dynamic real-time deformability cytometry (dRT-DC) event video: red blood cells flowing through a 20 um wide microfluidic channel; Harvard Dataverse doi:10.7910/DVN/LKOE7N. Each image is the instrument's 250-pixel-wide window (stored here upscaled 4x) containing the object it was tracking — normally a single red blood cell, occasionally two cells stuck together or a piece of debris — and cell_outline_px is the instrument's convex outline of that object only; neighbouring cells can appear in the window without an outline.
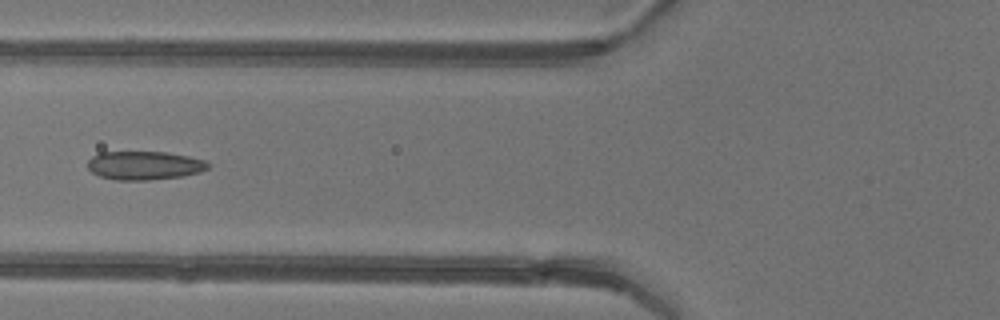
{"species": "common noctule bat (a hibernating species)", "species_latin": "Nyctalus noctula", "temperature_condition": "warm", "stored_images_in_passage": 3, "camera_frame_rate_fps": 3000, "um_per_image_px": 0.085, "animal": {"sex": "female"}, "frame": {"image": 1, "passage_image": 2, "time_ms": 1.333, "image_size_px": [1000, 320], "cell_outline_px": [[208, 168], [200, 172], [184, 176], [148, 180], [116, 180], [100, 176], [92, 172], [88, 168], [88, 160], [92, 156], [100, 152], [168, 152], [188, 156], [204, 160], [208, 164]], "centroid_in_image_um": [12.26, 14.06], "position_along_channel_um": 113.5, "area_um2": 20.06}}
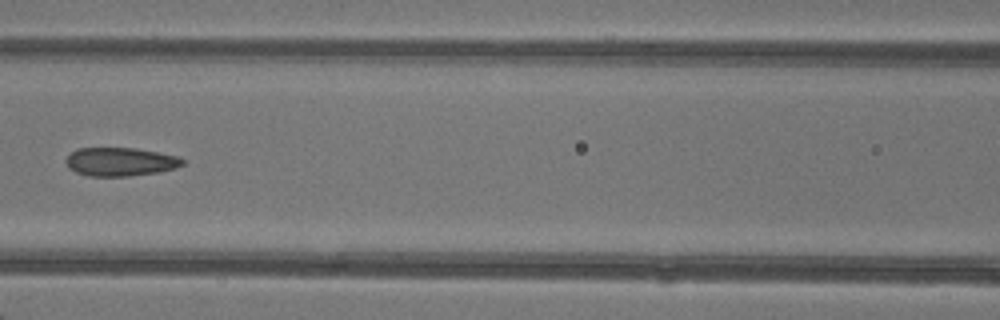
{"frame": {"image": 2, "passage_image": 3, "time_ms": 2.333, "image_size_px": [1000, 320], "cell_outline_px": [[184, 164], [176, 168], [160, 172], [128, 176], [88, 176], [76, 172], [68, 168], [64, 160], [72, 152], [80, 148], [136, 148], [180, 156], [184, 160]], "centroid_in_image_um": [10.25, 13.75], "position_along_channel_um": 156.4, "area_um2": 19.54}}